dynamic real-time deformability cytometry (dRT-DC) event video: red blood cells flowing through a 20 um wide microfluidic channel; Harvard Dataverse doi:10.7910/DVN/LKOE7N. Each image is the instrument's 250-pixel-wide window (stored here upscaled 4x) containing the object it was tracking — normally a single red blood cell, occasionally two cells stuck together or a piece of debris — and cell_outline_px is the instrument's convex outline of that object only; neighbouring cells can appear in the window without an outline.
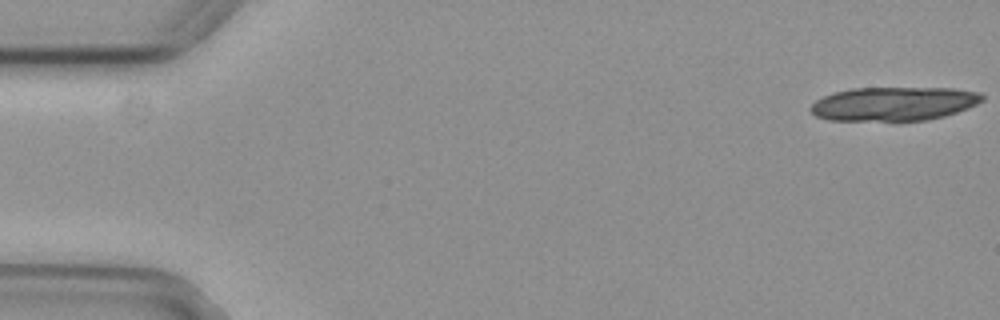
{"species": "common noctule bat (a hibernating species)", "species_latin": "Nyctalus noctula", "temperature_condition": "cold", "stored_images_in_passage": 10, "camera_frame_rate_fps": 3000, "um_per_image_px": 0.085, "animal": {"sex": "female", "body_mass_g": 29.2, "forearm_length_mm": 56.3}, "frame": {"image": 1, "passage_image": 1, "time_ms": 0.0, "image_size_px": [1000, 320], "cell_outline_px": [[984, 100], [968, 108], [944, 116], [928, 120], [828, 120], [816, 116], [808, 108], [816, 100], [832, 92], [852, 88], [952, 88], [980, 92], [984, 96]], "centroid_in_image_um": [75.97, 8.81], "position_along_channel_um": 9.0, "area_um2": 33.87}}